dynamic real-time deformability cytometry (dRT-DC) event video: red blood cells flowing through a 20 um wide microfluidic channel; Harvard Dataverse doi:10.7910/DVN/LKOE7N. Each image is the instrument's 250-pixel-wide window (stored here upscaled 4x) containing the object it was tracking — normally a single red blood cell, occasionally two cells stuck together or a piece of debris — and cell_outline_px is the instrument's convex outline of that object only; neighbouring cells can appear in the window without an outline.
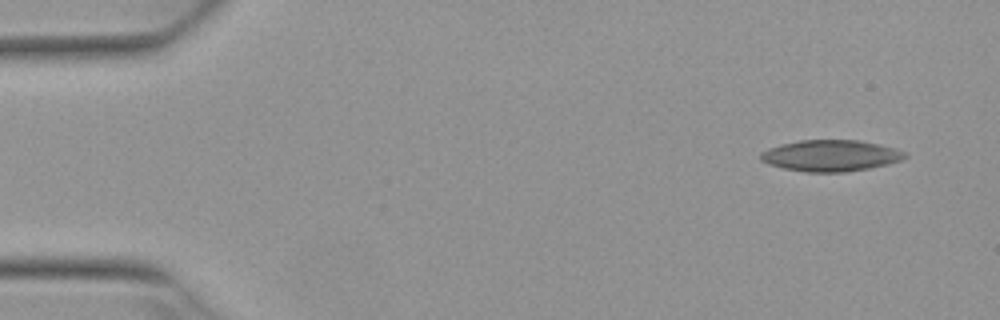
{"species": "Egyptian fruit bat (a non-hibernating species)", "species_latin": "Rousettus aegyptiacus", "temperature_condition": "warm", "stored_images_in_passage": 3, "camera_frame_rate_fps": 3000, "um_per_image_px": 0.085, "animal": {"sex": "female"}, "frame": {"image": 1, "passage_image": 1, "time_ms": 0.0, "image_size_px": [1000, 320], "cell_outline_px": [[908, 156], [900, 160], [888, 164], [868, 168], [844, 172], [804, 172], [784, 168], [768, 164], [760, 160], [760, 152], [768, 148], [780, 144], [800, 140], [860, 140], [880, 144], [896, 148], [908, 152]], "centroid_in_image_um": [70.61, 13.22], "position_along_channel_um": 14.4, "area_um2": 26.53}}
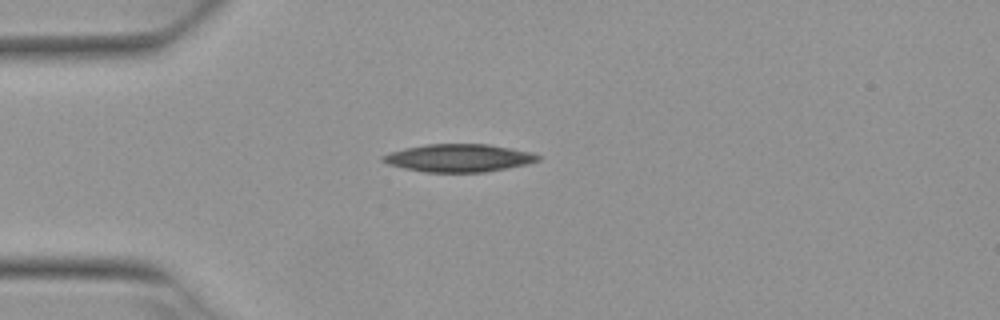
{"frame": {"image": 2, "passage_image": 3, "time_ms": 0.667, "image_size_px": [1000, 320], "cell_outline_px": [[540, 160], [528, 164], [484, 172], [424, 172], [404, 168], [388, 164], [380, 160], [380, 156], [388, 152], [404, 148], [428, 144], [488, 144], [512, 148], [532, 152], [540, 156]], "centroid_in_image_um": [38.97, 13.42], "position_along_channel_um": 46.0, "area_um2": 25.26}}